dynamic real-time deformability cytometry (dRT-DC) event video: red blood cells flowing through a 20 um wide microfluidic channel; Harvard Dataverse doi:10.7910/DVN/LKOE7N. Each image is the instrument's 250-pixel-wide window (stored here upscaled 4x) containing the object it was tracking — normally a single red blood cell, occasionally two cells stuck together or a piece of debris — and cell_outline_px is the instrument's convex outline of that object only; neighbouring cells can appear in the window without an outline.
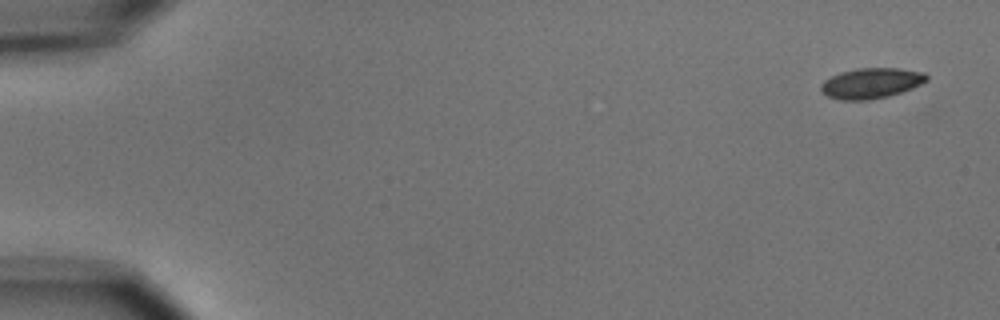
{"species": "common noctule bat (a hibernating species)", "species_latin": "Nyctalus noctula", "temperature_condition": "cold", "stored_images_in_passage": 5, "camera_frame_rate_fps": 3000, "um_per_image_px": 0.085, "animal": {"sex": "male", "body_mass_g": 15.6}, "frame": {"image": 1, "passage_image": 1, "time_ms": 0.0, "image_size_px": [1000, 320], "cell_outline_px": [[928, 80], [912, 88], [888, 96], [868, 100], [840, 100], [828, 96], [820, 88], [820, 84], [824, 80], [840, 72], [856, 68], [900, 68], [924, 72], [928, 76]], "centroid_in_image_um": [74.05, 7.06], "position_along_channel_um": 10.9, "area_um2": 18.73}}
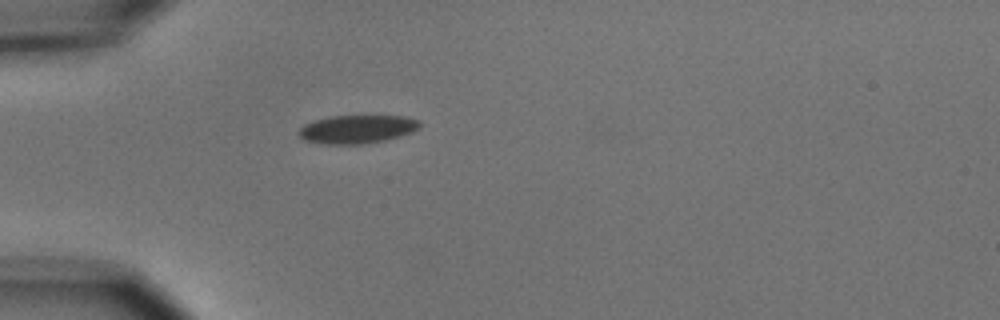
{"frame": {"image": 2, "passage_image": 5, "time_ms": 4.667, "image_size_px": [1000, 320], "cell_outline_px": [[420, 128], [412, 132], [400, 136], [384, 140], [360, 144], [324, 144], [304, 140], [296, 132], [304, 124], [312, 120], [332, 116], [408, 116], [420, 120]], "centroid_in_image_um": [30.35, 10.97], "position_along_channel_um": 54.7, "area_um2": 20.11}}